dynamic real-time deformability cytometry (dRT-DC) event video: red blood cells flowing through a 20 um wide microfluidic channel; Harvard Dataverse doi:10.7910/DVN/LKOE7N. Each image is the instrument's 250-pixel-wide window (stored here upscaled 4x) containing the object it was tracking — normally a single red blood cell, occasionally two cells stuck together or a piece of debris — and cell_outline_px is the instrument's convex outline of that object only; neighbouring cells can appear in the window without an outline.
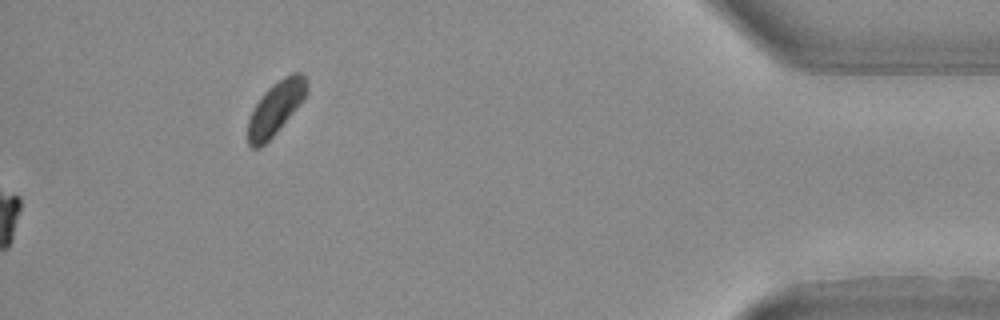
{"species": "Egyptian fruit bat (a non-hibernating species)", "species_latin": "Rousettus aegyptiacus", "temperature_condition": "warm", "stored_images_in_passage": 35, "camera_frame_rate_fps": 3000, "um_per_image_px": 0.085, "animal": {"sex": "female"}, "frame": {"image": 1, "passage_image": 35, "time_ms": 11.333, "image_size_px": [1000, 320], "cell_outline_px": [[308, 92], [276, 132], [264, 144], [256, 148], [252, 148], [248, 144], [248, 120], [256, 104], [264, 92], [272, 84], [284, 76], [292, 72], [300, 72], [304, 76], [308, 84]], "centroid_in_image_um": [23.43, 9.15], "position_along_channel_um": 411.8, "area_um2": 17.74}}